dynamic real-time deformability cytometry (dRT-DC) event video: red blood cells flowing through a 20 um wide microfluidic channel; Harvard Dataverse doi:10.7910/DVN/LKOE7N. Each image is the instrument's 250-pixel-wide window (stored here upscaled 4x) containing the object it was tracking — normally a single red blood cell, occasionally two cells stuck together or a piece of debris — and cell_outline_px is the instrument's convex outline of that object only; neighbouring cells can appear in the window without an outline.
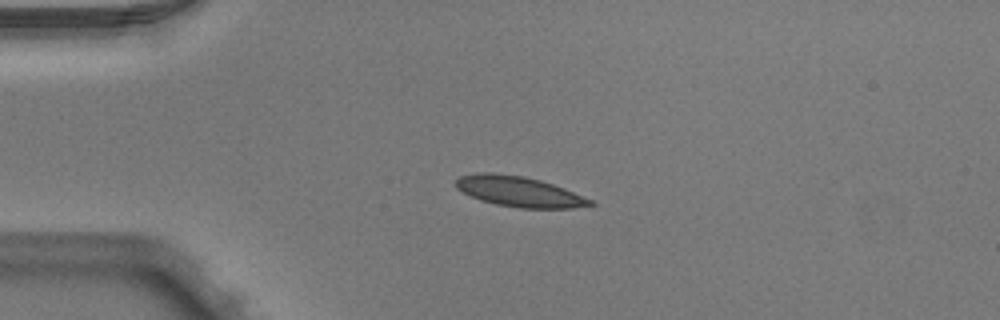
{"species": "Egyptian fruit bat (a non-hibernating species)", "species_latin": "Rousettus aegyptiacus", "temperature_condition": "warm", "stored_images_in_passage": 3, "camera_frame_rate_fps": 3000, "um_per_image_px": 0.085, "animal": {"sex": "male"}, "frame": {"image": 1, "passage_image": 3, "time_ms": 0.667, "image_size_px": [1000, 320], "cell_outline_px": [[596, 204], [572, 208], [520, 208], [496, 204], [480, 200], [456, 188], [456, 180], [460, 176], [476, 172], [492, 172], [524, 176], [540, 180], [564, 188], [592, 200]], "centroid_in_image_um": [44.11, 16.27], "position_along_channel_um": 40.9, "area_um2": 23.64}}